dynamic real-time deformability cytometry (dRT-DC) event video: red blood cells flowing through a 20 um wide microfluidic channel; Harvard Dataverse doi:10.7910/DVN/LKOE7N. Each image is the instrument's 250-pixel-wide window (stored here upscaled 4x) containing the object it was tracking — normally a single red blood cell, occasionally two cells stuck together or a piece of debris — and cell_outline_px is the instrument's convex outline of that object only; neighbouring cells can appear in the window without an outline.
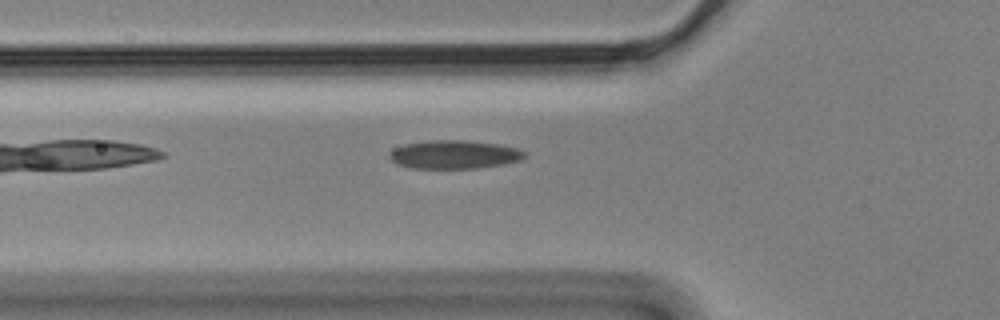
{"species": "Egyptian fruit bat (a non-hibernating species)", "species_latin": "Rousettus aegyptiacus", "temperature_condition": "cold", "stored_images_in_passage": 5, "camera_frame_rate_fps": 3000, "um_per_image_px": 0.085, "animal": {"sex": "male"}, "frame": {"image": 1, "passage_image": 5, "time_ms": 1.333, "image_size_px": [1000, 320], "cell_outline_px": [[528, 156], [520, 160], [504, 164], [476, 168], [412, 168], [396, 164], [388, 156], [396, 148], [404, 144], [432, 140], [464, 140], [496, 144], [516, 148], [528, 152]], "centroid_in_image_um": [38.65, 13.14], "position_along_channel_um": 87.2, "area_um2": 22.31}}